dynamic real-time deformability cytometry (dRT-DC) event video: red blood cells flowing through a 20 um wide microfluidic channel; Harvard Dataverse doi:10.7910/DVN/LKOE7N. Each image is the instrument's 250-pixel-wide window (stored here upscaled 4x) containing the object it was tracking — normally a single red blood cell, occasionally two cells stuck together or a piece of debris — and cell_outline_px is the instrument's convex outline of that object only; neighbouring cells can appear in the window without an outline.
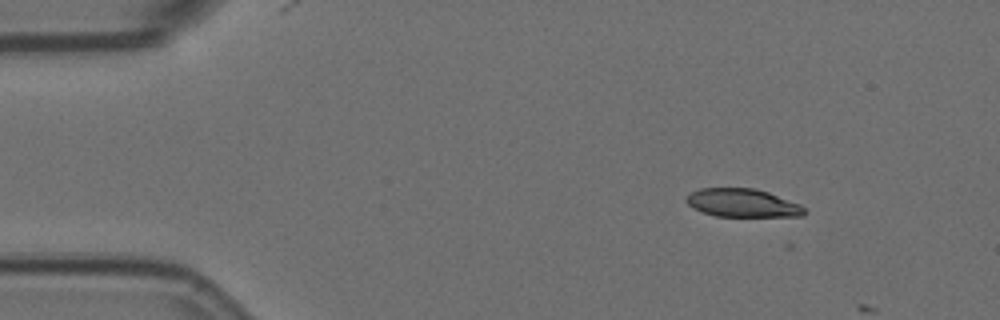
{"species": "Egyptian fruit bat (a non-hibernating species)", "species_latin": "Rousettus aegyptiacus", "temperature_condition": "room temperature", "stored_images_in_passage": 9, "camera_frame_rate_fps": 3000, "um_per_image_px": 0.085, "animal": {"sex": "female"}, "frame": {"image": 1, "passage_image": 8, "time_ms": 2.333, "image_size_px": [1000, 320], "cell_outline_px": [[808, 212], [804, 216], [716, 216], [692, 208], [684, 200], [692, 192], [700, 188], [756, 188], [768, 192], [800, 204]], "centroid_in_image_um": [63.13, 17.25], "position_along_channel_um": 21.9, "area_um2": 19.42}}